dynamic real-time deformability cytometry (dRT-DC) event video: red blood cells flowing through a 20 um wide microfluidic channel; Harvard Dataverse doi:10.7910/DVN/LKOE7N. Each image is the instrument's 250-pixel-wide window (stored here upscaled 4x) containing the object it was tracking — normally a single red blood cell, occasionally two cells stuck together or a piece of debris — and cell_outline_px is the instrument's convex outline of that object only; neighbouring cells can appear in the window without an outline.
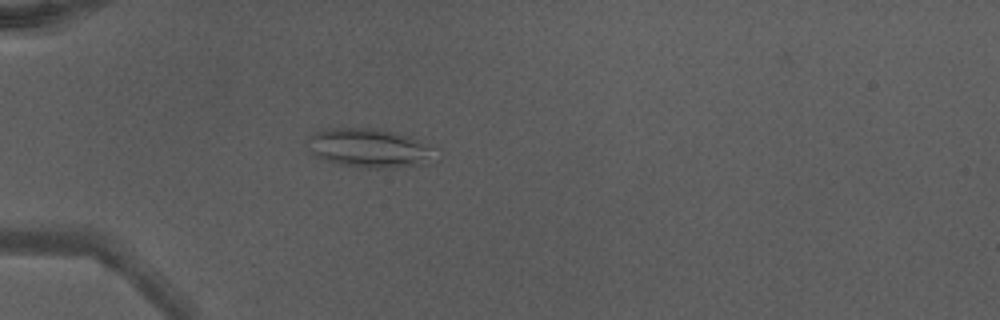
{"species": "Egyptian fruit bat (a non-hibernating species)", "species_latin": "Rousettus aegyptiacus", "temperature_condition": "warm", "stored_images_in_passage": 34, "camera_frame_rate_fps": 3000, "um_per_image_px": 0.085, "animal": {"sex": "male"}, "frame": {"image": 1, "passage_image": 1, "time_ms": 0.0, "image_size_px": [1000, 320], "cell_outline_px": [[440, 160], [428, 164], [392, 168], [356, 168], [324, 160], [312, 156], [304, 148], [304, 140], [308, 136], [324, 128], [376, 128], [396, 132], [420, 140], [440, 148]], "centroid_in_image_um": [31.45, 12.6], "position_along_channel_um": 53.6, "area_um2": 30.81}}
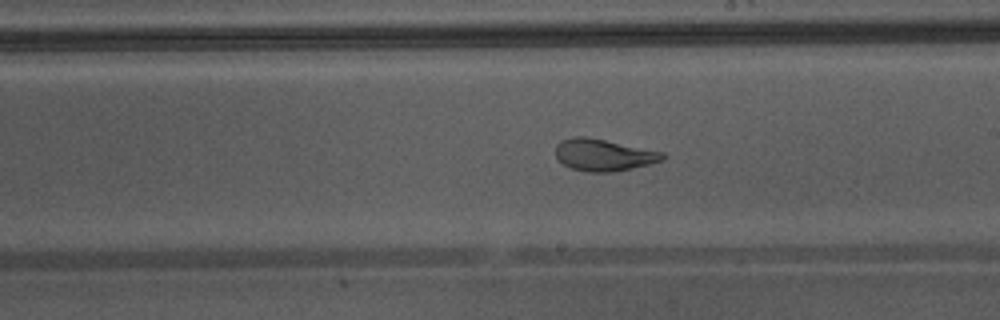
{"frame": {"image": 2, "passage_image": 15, "time_ms": 4.667, "image_size_px": [1000, 320], "cell_outline_px": [[668, 156], [664, 160], [632, 168], [612, 172], [588, 172], [572, 168], [564, 164], [556, 156], [556, 144], [560, 140], [576, 136], [584, 136], [664, 152]], "centroid_in_image_um": [51.32, 13.17], "position_along_channel_um": 237.7, "area_um2": 19.77}, "authors_computed_cell_mechanics": {"area_um2": 21.964, "velocity_mm_per_s": 4.3598, "shape_relaxation_time_tau1_ms": 7.4707, "shape_relaxation_time_tau2_ms": 0.978, "deformation_change_tau1": 0.2364, "deformation_change_tau2": 0.0577}}